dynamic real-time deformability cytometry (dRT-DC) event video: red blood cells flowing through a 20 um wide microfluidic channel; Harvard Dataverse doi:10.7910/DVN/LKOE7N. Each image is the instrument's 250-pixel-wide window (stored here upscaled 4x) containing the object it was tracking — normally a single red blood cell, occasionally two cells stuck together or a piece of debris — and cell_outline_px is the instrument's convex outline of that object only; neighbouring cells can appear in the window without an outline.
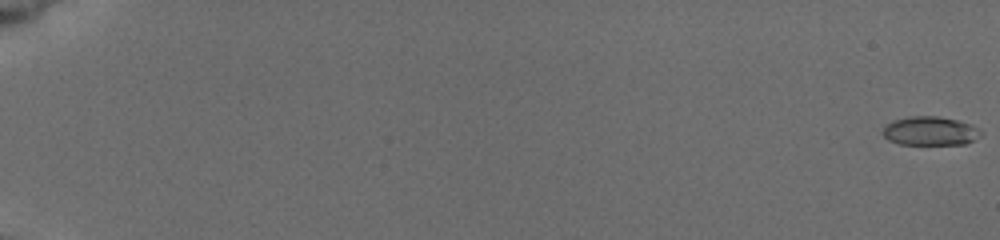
{"species": "common noctule bat (a hibernating species)", "species_latin": "Nyctalus noctula", "temperature_condition": "cold", "stored_images_in_passage": 10, "camera_frame_rate_fps": 3000, "um_per_image_px": 0.085, "animal": {"sex": "female", "body_mass_g": 19.5, "forearm_length_mm": 54.1}, "frame": {"image": 1, "passage_image": 1, "time_ms": 0.0, "image_size_px": [1000, 240], "cell_outline_px": [[984, 132], [980, 136], [964, 144], [900, 144], [888, 140], [880, 132], [888, 124], [896, 120], [912, 116], [936, 116], [956, 120], [972, 124]], "centroid_in_image_um": [79.08, 11.14], "position_along_channel_um": 5.9, "area_um2": 16.36}}
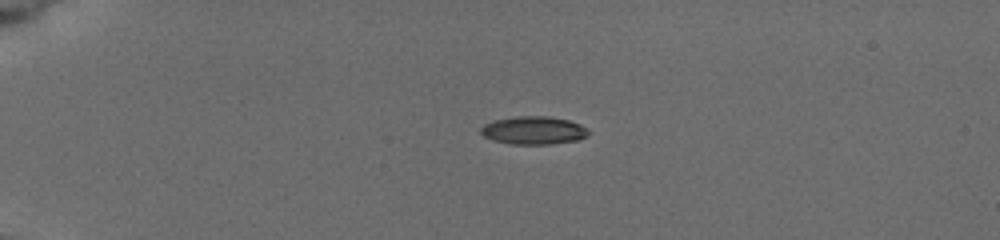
{"frame": {"image": 2, "passage_image": 7, "time_ms": 5.0, "image_size_px": [1000, 240], "cell_outline_px": [[588, 132], [580, 140], [552, 144], [512, 144], [492, 140], [484, 136], [480, 132], [480, 128], [484, 124], [496, 120], [520, 116], [544, 116], [568, 120], [580, 124]], "centroid_in_image_um": [45.32, 11.09], "position_along_channel_um": 39.7, "area_um2": 17.34}}
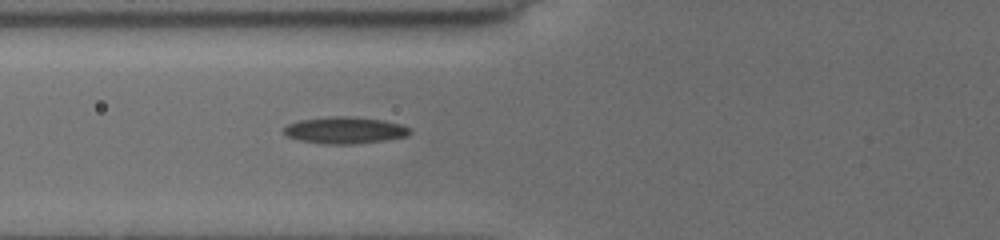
{"frame": {"image": 3, "passage_image": 10, "time_ms": 8.0, "image_size_px": [1000, 240], "cell_outline_px": [[412, 132], [408, 136], [384, 140], [352, 144], [320, 144], [300, 140], [288, 136], [284, 132], [284, 128], [288, 124], [300, 120], [332, 116], [352, 116], [384, 120], [400, 124], [408, 128]], "centroid_in_image_um": [29.32, 11.07], "position_along_channel_um": 96.5, "area_um2": 19.59}}